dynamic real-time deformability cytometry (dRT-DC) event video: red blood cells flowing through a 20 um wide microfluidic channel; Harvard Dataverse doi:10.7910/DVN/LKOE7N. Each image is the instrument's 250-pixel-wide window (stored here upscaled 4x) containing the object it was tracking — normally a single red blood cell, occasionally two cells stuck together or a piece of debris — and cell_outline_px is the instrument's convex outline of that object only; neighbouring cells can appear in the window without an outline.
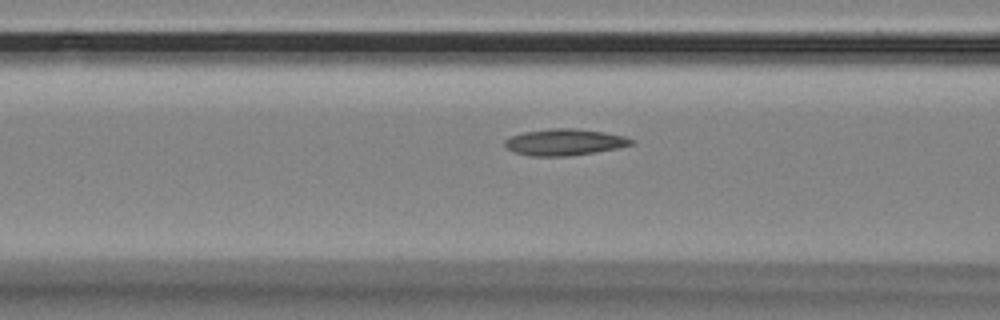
{"species": "Egyptian fruit bat (a non-hibernating species)", "species_latin": "Rousettus aegyptiacus", "temperature_condition": "room temperature", "stored_images_in_passage": 32, "camera_frame_rate_fps": 3000, "um_per_image_px": 0.085, "animal": {"sex": "female"}, "frame": {"image": 1, "passage_image": 8, "time_ms": 2.333, "image_size_px": [1000, 320], "cell_outline_px": [[636, 140], [632, 144], [616, 148], [568, 156], [528, 156], [512, 152], [504, 144], [504, 140], [512, 136], [524, 132], [548, 128], [576, 128], [604, 132], [624, 136]], "centroid_in_image_um": [47.95, 12.08], "position_along_channel_um": 118.6, "area_um2": 19.48}}
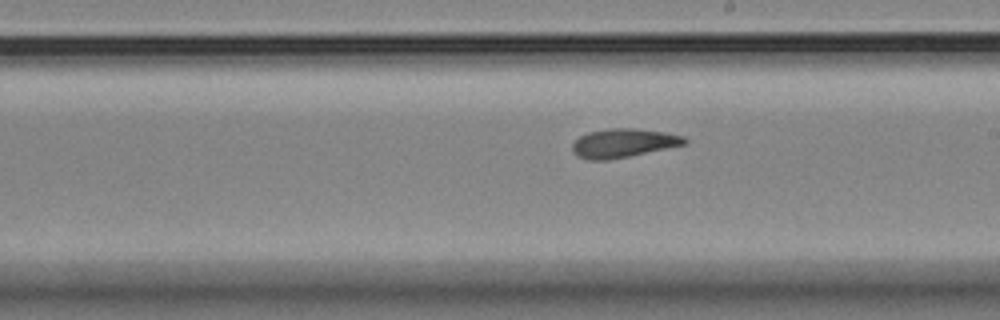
{"frame": {"image": 2, "passage_image": 18, "time_ms": 5.667, "image_size_px": [1000, 320], "cell_outline_px": [[688, 144], [608, 160], [588, 160], [576, 156], [572, 152], [572, 144], [580, 136], [588, 132], [608, 128], [632, 128], [664, 132], [684, 136], [688, 140]], "centroid_in_image_um": [52.97, 12.16], "position_along_channel_um": 236.0, "area_um2": 18.9}}
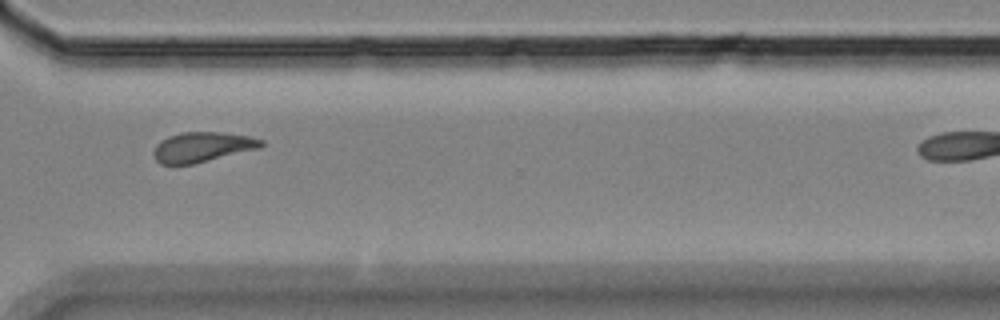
{"frame": {"image": 3, "passage_image": 28, "time_ms": 9.0, "image_size_px": [1000, 320], "cell_outline_px": [[264, 144], [260, 148], [192, 164], [160, 164], [156, 160], [152, 152], [156, 144], [160, 140], [168, 136], [180, 132], [220, 132], [252, 136], [264, 140]], "centroid_in_image_um": [17.19, 12.48], "position_along_channel_um": 353.4, "area_um2": 18.9}}